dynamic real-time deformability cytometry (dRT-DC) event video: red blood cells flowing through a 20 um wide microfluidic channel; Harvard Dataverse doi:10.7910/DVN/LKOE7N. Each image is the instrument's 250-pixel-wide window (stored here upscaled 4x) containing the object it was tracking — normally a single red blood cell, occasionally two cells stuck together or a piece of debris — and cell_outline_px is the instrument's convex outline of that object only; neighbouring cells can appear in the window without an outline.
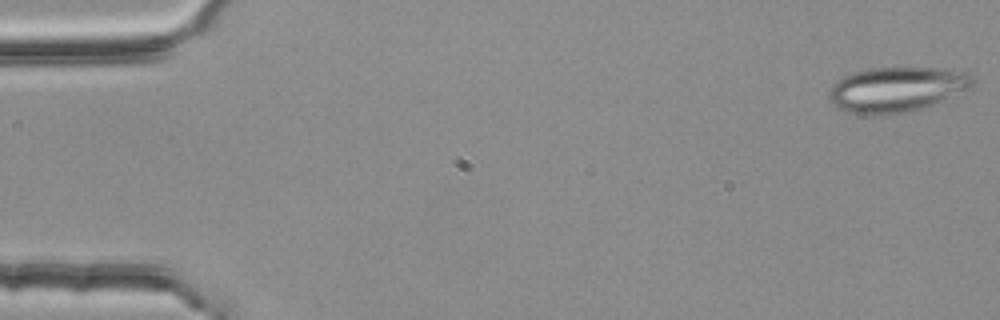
{"species": "common noctule bat (a hibernating species)", "species_latin": "Nyctalus noctula", "temperature_condition": "room temperature", "stored_images_in_passage": 54, "camera_frame_rate_fps": 3000, "um_per_image_px": 0.085, "animal": {"sex": "female", "body_mass_g": 25.1}, "frame": {"image": 1, "passage_image": 1, "time_ms": 0.0, "image_size_px": [1000, 320], "cell_outline_px": [[976, 80], [968, 88], [924, 108], [908, 112], [880, 116], [852, 112], [840, 108], [828, 96], [828, 92], [832, 84], [844, 76], [852, 72], [868, 68], [936, 68], [968, 72], [976, 76]], "centroid_in_image_um": [76.23, 7.59], "position_along_channel_um": 8.8, "area_um2": 37.51}}
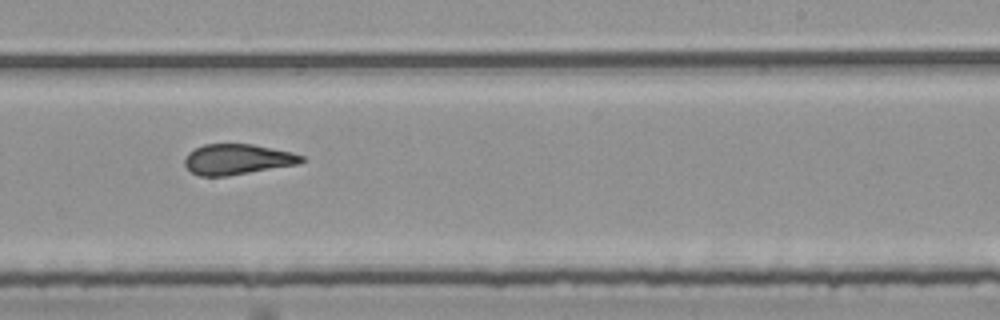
{"frame": {"image": 2, "passage_image": 33, "time_ms": 10.667, "image_size_px": [1000, 320], "cell_outline_px": [[304, 160], [300, 164], [228, 176], [200, 176], [192, 172], [184, 164], [184, 160], [188, 152], [204, 144], [252, 144], [292, 152], [304, 156]], "centroid_in_image_um": [20.19, 13.54], "position_along_channel_um": 268.8, "area_um2": 20.81}}
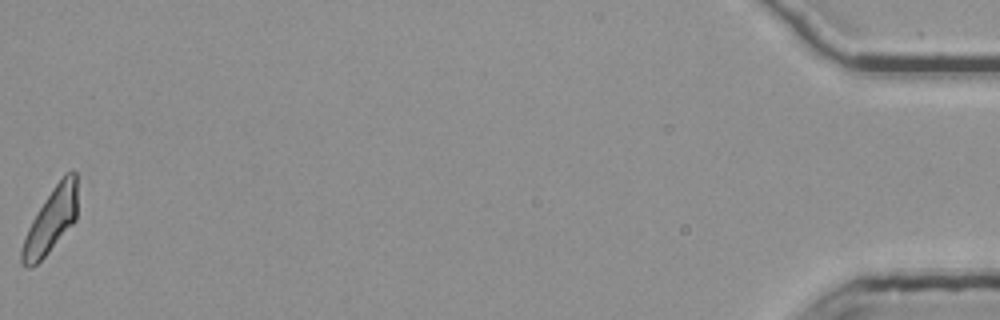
{"frame": {"image": 3, "passage_image": 54, "time_ms": 17.667, "image_size_px": [1000, 320], "cell_outline_px": [[76, 220], [48, 252], [36, 264], [28, 268], [24, 268], [20, 264], [20, 252], [28, 228], [32, 220], [44, 200], [52, 188], [64, 172], [72, 168], [76, 172]], "centroid_in_image_um": [4.32, 18.72], "position_along_channel_um": 430.9, "area_um2": 20.81}, "authors_computed_cell_mechanics": {"area_um2": 21.6461, "velocity_mm_per_s": 3.7884, "shape_relaxation_time_tau1_ms": null, "shape_relaxation_time_tau2_ms": 2.5039, "deformation_change_tau1": null, "deformation_change_tau2": 0.1262}}